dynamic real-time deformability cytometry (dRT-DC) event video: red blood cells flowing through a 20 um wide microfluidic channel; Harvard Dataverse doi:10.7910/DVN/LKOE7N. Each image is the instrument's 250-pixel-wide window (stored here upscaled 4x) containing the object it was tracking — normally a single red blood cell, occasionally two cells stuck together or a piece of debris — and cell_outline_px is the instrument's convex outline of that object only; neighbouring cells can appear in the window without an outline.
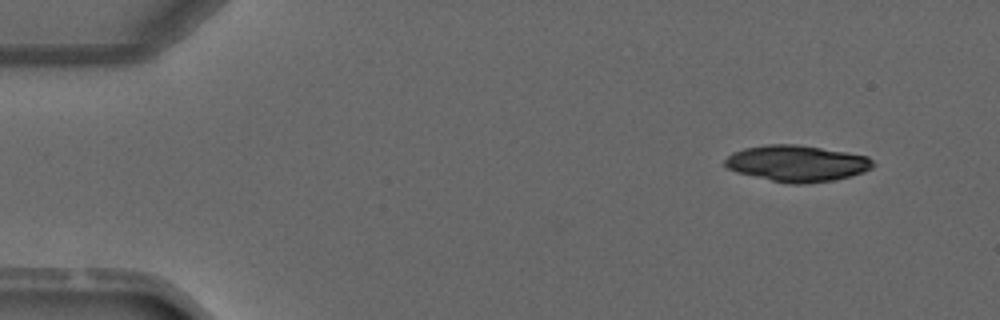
{"species": "common noctule bat (a hibernating species)", "species_latin": "Nyctalus noctula", "temperature_condition": "warm", "stored_images_in_passage": 3, "camera_frame_rate_fps": 3000, "um_per_image_px": 0.085, "animal": {"sex": "male", "forearm_length_mm": 52.5}, "frame": {"image": 1, "passage_image": 1, "time_ms": 0.0, "image_size_px": [1000, 320], "cell_outline_px": [[876, 164], [872, 168], [864, 172], [832, 180], [804, 184], [792, 184], [772, 180], [736, 172], [728, 168], [724, 164], [724, 160], [732, 152], [744, 148], [768, 144], [796, 144], [848, 152], [868, 156]], "centroid_in_image_um": [67.75, 13.88], "position_along_channel_um": 17.3, "area_um2": 31.21}}